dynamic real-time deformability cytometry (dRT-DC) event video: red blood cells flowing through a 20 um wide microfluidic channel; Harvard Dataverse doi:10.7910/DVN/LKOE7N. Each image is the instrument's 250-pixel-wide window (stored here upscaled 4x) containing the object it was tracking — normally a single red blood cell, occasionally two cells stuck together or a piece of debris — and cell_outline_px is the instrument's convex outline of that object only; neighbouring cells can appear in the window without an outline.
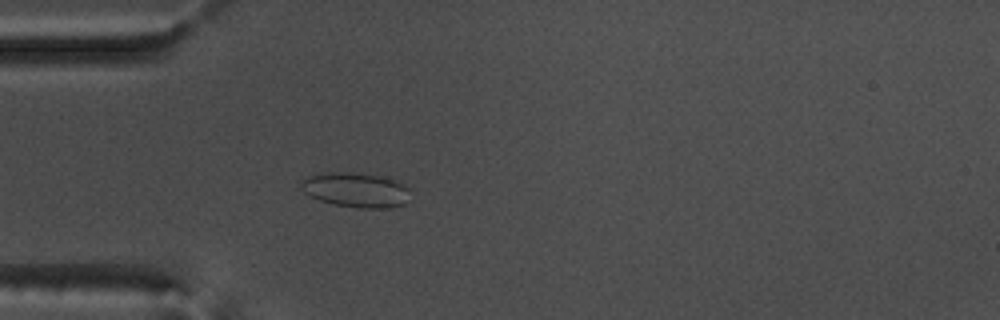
{"species": "common noctule bat (a hibernating species)", "species_latin": "Nyctalus noctula", "temperature_condition": "warm", "stored_images_in_passage": 56, "camera_frame_rate_fps": 3000, "um_per_image_px": 0.085, "animal": {"sex": "male", "body_mass_g": 17.5, "forearm_length_mm": 52.3}, "frame": {"image": 1, "passage_image": 17, "time_ms": 5.333, "image_size_px": [1000, 320], "cell_outline_px": [[408, 188], [404, 204], [392, 208], [356, 208], [332, 204], [320, 200], [304, 192], [300, 188], [300, 180], [308, 176], [320, 172], [352, 172], [380, 176], [404, 184]], "centroid_in_image_um": [30.17, 16.14], "position_along_channel_um": 54.8, "area_um2": 22.08}}
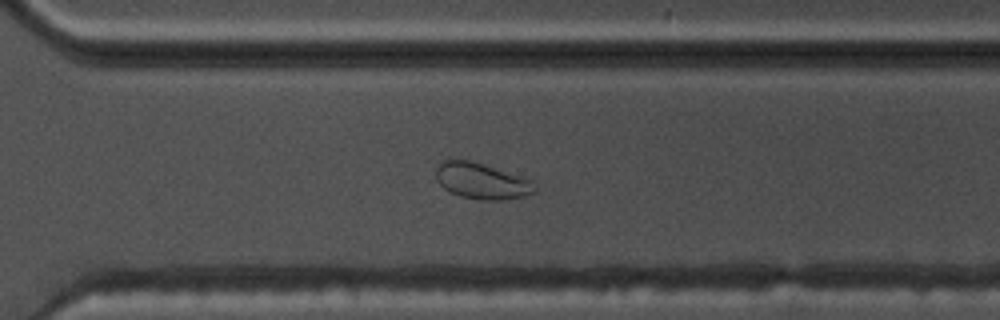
{"frame": {"image": 2, "passage_image": 40, "time_ms": 13.0, "image_size_px": [1000, 320], "cell_outline_px": [[536, 192], [524, 196], [500, 200], [480, 200], [460, 196], [448, 192], [436, 180], [436, 168], [444, 160], [472, 160], [484, 164], [528, 180], [536, 188]], "centroid_in_image_um": [40.88, 15.4], "position_along_channel_um": 329.7, "area_um2": 20.4}}
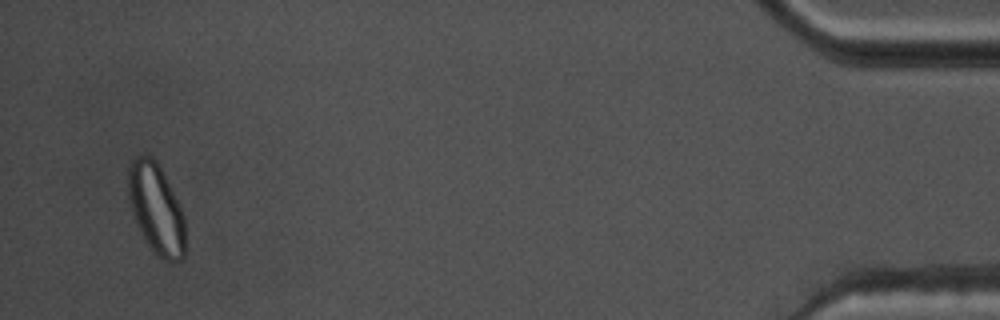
{"frame": {"image": 3, "passage_image": 54, "time_ms": 17.667, "image_size_px": [1000, 320], "cell_outline_px": [[184, 256], [180, 260], [160, 260], [144, 240], [136, 224], [132, 212], [128, 196], [128, 168], [132, 160], [136, 156], [144, 152], [152, 156], [156, 160], [184, 216]], "centroid_in_image_um": [13.23, 17.73], "position_along_channel_um": 422.0, "area_um2": 29.82}, "authors_computed_cell_mechanics": {"area_um2": 24.3049, "velocity_mm_per_s": 3.6779, "shape_relaxation_time_tau1_ms": 7.7517, "shape_relaxation_time_tau2_ms": 1.4919, "deformation_change_tau1": 0.1218, "deformation_change_tau2": 0.0626}}